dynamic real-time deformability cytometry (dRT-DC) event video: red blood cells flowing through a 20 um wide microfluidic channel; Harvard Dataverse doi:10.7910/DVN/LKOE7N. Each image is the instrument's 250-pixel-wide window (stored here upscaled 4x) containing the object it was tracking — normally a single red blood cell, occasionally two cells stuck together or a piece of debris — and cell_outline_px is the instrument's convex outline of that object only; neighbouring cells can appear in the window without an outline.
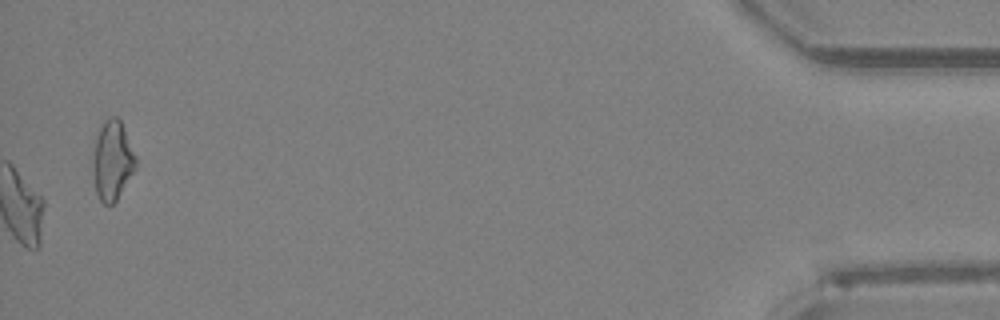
{"species": "Egyptian fruit bat (a non-hibernating species)", "species_latin": "Rousettus aegyptiacus", "temperature_condition": "room temperature", "stored_images_in_passage": 44, "camera_frame_rate_fps": 3000, "um_per_image_px": 0.085, "animal": {"sex": "female"}, "frame": {"image": 1, "passage_image": 44, "time_ms": 14.333, "image_size_px": [1000, 320], "cell_outline_px": [[136, 168], [116, 200], [112, 204], [104, 204], [100, 200], [96, 192], [92, 168], [92, 160], [96, 136], [104, 120], [108, 116], [116, 116], [120, 120], [136, 156]], "centroid_in_image_um": [9.54, 13.63], "position_along_channel_um": 425.7, "area_um2": 19.77}}